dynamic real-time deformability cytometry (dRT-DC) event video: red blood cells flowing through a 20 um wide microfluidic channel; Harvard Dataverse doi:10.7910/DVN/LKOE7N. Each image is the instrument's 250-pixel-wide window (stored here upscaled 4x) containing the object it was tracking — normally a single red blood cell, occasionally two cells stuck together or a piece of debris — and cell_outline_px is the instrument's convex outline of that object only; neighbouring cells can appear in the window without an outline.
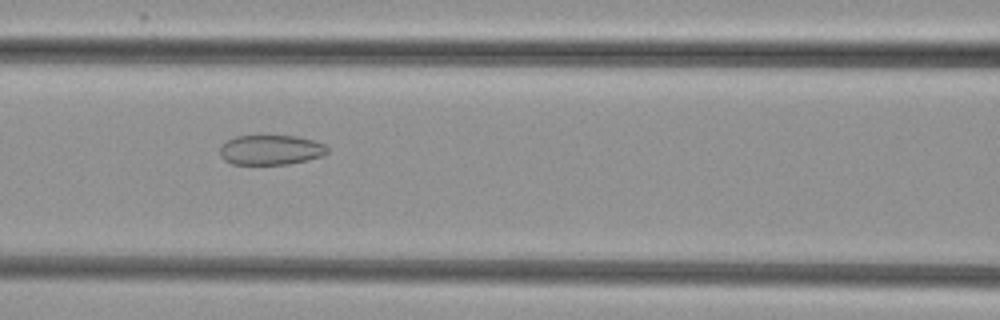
{"species": "common noctule bat (a hibernating species)", "species_latin": "Nyctalus noctula", "temperature_condition": "cold", "stored_images_in_passage": 39, "camera_frame_rate_fps": 3000, "um_per_image_px": 0.085, "animal": {"sex": "female", "body_mass_g": 29.2, "forearm_length_mm": 56.3}, "frame": {"image": 1, "passage_image": 13, "time_ms": 4.0, "image_size_px": [1000, 320], "cell_outline_px": [[328, 152], [324, 156], [288, 164], [232, 164], [224, 160], [220, 156], [220, 144], [236, 136], [296, 136], [312, 140], [324, 144], [328, 148]], "centroid_in_image_um": [23.0, 12.74], "position_along_channel_um": 143.6, "area_um2": 18.73}}
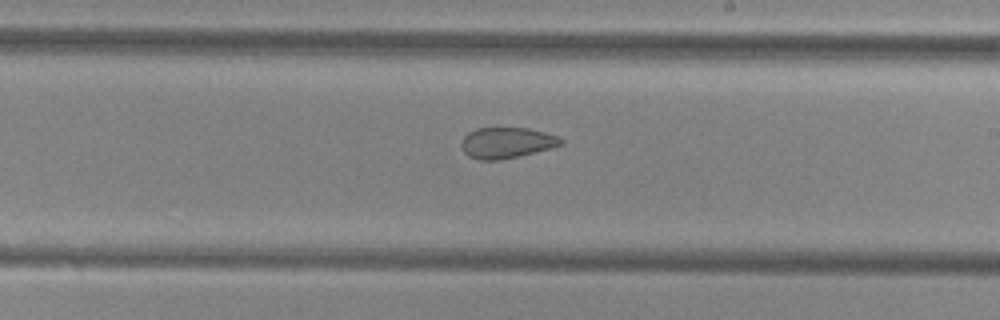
{"frame": {"image": 2, "passage_image": 21, "time_ms": 6.667, "image_size_px": [1000, 320], "cell_outline_px": [[564, 144], [536, 152], [520, 156], [500, 160], [480, 160], [468, 156], [464, 152], [460, 144], [464, 136], [468, 132], [476, 128], [528, 128], [544, 132], [556, 136], [564, 140]], "centroid_in_image_um": [43.05, 12.14], "position_along_channel_um": 246.0, "area_um2": 17.98}}
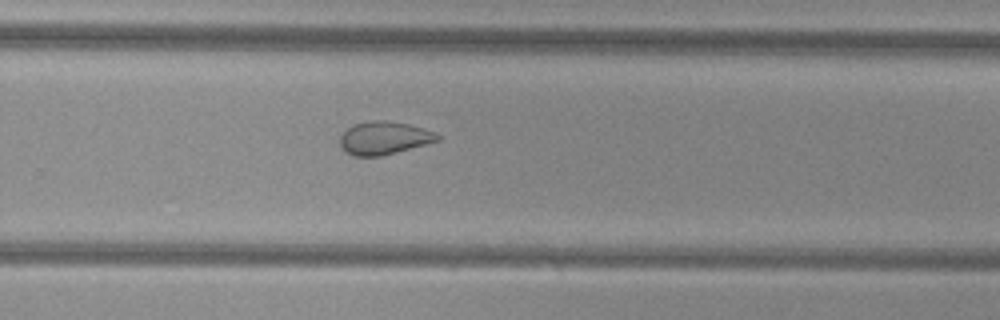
{"frame": {"image": 3, "passage_image": 25, "time_ms": 8.0, "image_size_px": [1000, 320], "cell_outline_px": [[440, 140], [396, 152], [380, 156], [352, 156], [344, 152], [340, 148], [340, 136], [352, 124], [372, 120], [388, 120], [408, 124], [424, 128], [436, 132], [440, 136]], "centroid_in_image_um": [32.62, 11.72], "position_along_channel_um": 297.2, "area_um2": 18.9}, "authors_computed_cell_mechanics": {"area_um2": 18.9006, "velocity_mm_per_s": 3.8504, "shape_relaxation_time_tau1_ms": null, "shape_relaxation_time_tau2_ms": 2.3887, "deformation_change_tau1": null, "deformation_change_tau2": 0.0833}}